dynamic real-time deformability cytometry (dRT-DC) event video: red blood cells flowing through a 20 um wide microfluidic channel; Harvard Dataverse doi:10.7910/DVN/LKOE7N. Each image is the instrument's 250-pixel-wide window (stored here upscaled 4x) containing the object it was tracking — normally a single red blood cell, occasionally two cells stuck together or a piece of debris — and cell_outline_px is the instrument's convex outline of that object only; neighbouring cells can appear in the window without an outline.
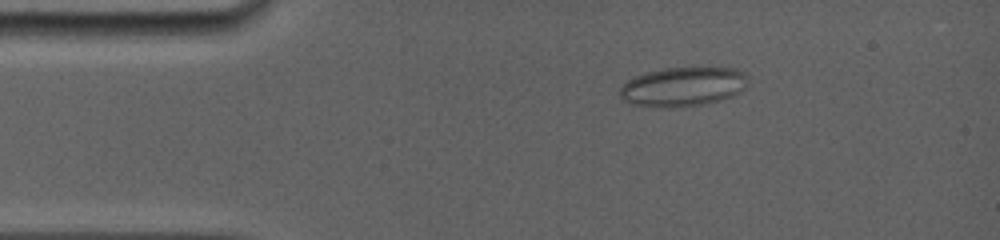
{"species": "common noctule bat (a hibernating species)", "species_latin": "Nyctalus noctula", "temperature_condition": "room temperature", "stored_images_in_passage": 48, "camera_frame_rate_fps": 5000, "um_per_image_px": 0.085, "animal": {"sex": "female", "body_mass_g": 19.0, "forearm_length_mm": 56.7}, "frame": {"image": 1, "passage_image": 6, "time_ms": 2.4, "image_size_px": [1000, 240], "cell_outline_px": [[748, 80], [744, 88], [740, 92], [732, 96], [720, 100], [700, 104], [668, 108], [664, 108], [632, 104], [624, 100], [620, 96], [620, 88], [628, 80], [636, 76], [648, 72], [664, 68], [720, 64], [736, 68], [744, 72], [748, 76]], "centroid_in_image_um": [58.14, 7.31], "position_along_channel_um": 26.9, "area_um2": 30.17}}
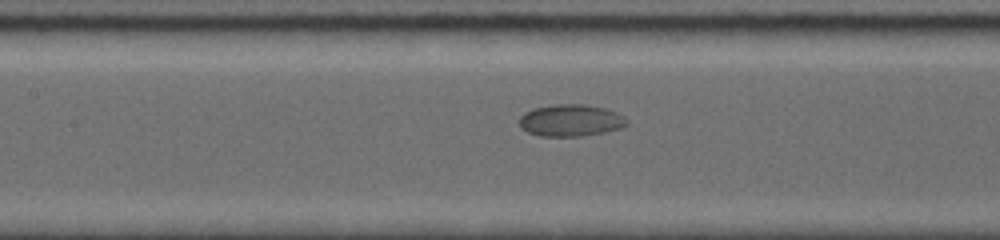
{"frame": {"image": 2, "passage_image": 17, "time_ms": 7.2, "image_size_px": [1000, 240], "cell_outline_px": [[628, 124], [620, 128], [604, 132], [584, 136], [540, 136], [528, 132], [520, 128], [520, 116], [524, 112], [532, 108], [552, 104], [584, 104], [604, 108], [616, 112], [624, 116], [628, 120]], "centroid_in_image_um": [48.49, 10.23], "position_along_channel_um": 158.9, "area_um2": 20.17}}
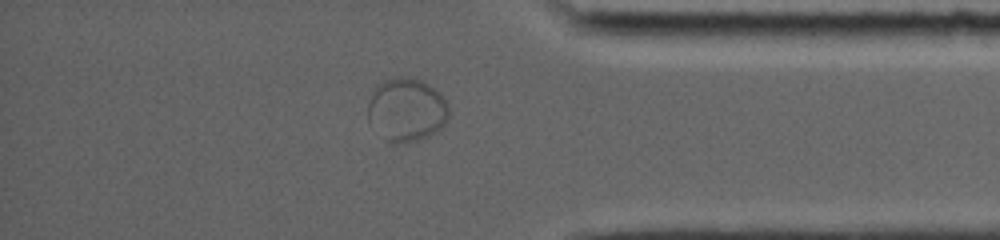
{"frame": {"image": 3, "passage_image": 37, "time_ms": 13.8, "image_size_px": [1000, 240], "cell_outline_px": [[448, 120], [440, 128], [424, 140], [404, 144], [392, 144], [384, 140], [368, 120], [368, 104], [372, 92], [376, 84], [380, 80], [396, 76], [408, 76], [420, 80], [428, 84], [448, 104]], "centroid_in_image_um": [34.51, 9.35], "position_along_channel_um": 400.7, "area_um2": 30.46}}